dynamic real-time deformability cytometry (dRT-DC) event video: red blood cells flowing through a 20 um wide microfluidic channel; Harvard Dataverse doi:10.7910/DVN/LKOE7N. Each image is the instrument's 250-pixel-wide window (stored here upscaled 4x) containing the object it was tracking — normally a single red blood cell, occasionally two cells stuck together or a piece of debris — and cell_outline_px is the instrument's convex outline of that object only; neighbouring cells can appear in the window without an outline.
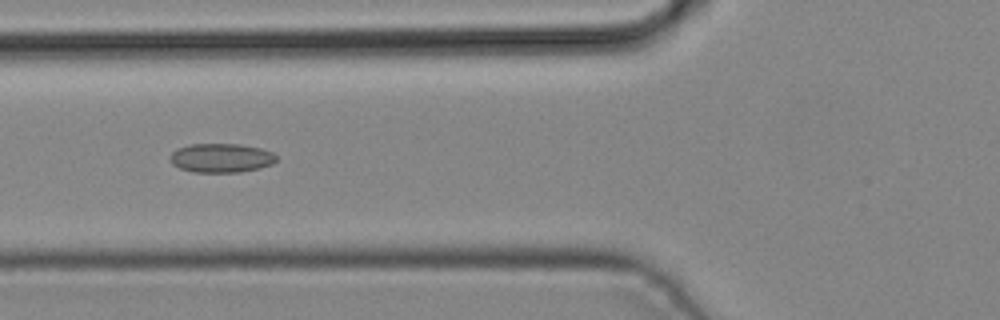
{"species": "common noctule bat (a hibernating species)", "species_latin": "Nyctalus noctula", "temperature_condition": "cold", "stored_images_in_passage": 2, "camera_frame_rate_fps": 3000, "um_per_image_px": 0.085, "animal": {"sex": "male", "body_mass_g": 19.2, "forearm_length_mm": 51.8}, "frame": {"image": 1, "passage_image": 2, "time_ms": 0.333, "image_size_px": [1000, 320], "cell_outline_px": [[276, 160], [272, 164], [260, 168], [240, 172], [192, 172], [180, 168], [172, 164], [172, 152], [176, 148], [188, 144], [240, 144], [260, 148], [272, 152], [276, 156]], "centroid_in_image_um": [18.8, 13.42], "position_along_channel_um": 107.0, "area_um2": 17.98}}